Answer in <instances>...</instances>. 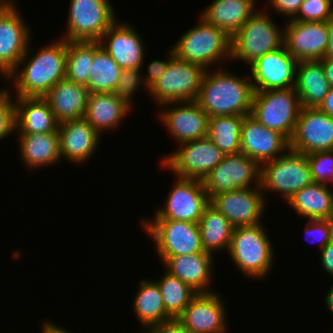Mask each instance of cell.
Segmentation results:
<instances>
[{"label":"cell","instance_id":"34","mask_svg":"<svg viewBox=\"0 0 333 333\" xmlns=\"http://www.w3.org/2000/svg\"><path fill=\"white\" fill-rule=\"evenodd\" d=\"M122 68L111 56L94 41V59L90 68V77L86 88L90 93L114 92Z\"/></svg>","mask_w":333,"mask_h":333},{"label":"cell","instance_id":"31","mask_svg":"<svg viewBox=\"0 0 333 333\" xmlns=\"http://www.w3.org/2000/svg\"><path fill=\"white\" fill-rule=\"evenodd\" d=\"M296 214L308 219H327L333 214V189L312 183L296 192L287 202Z\"/></svg>","mask_w":333,"mask_h":333},{"label":"cell","instance_id":"19","mask_svg":"<svg viewBox=\"0 0 333 333\" xmlns=\"http://www.w3.org/2000/svg\"><path fill=\"white\" fill-rule=\"evenodd\" d=\"M284 30V47L297 61L321 60L325 57L329 30L326 22L288 20Z\"/></svg>","mask_w":333,"mask_h":333},{"label":"cell","instance_id":"47","mask_svg":"<svg viewBox=\"0 0 333 333\" xmlns=\"http://www.w3.org/2000/svg\"><path fill=\"white\" fill-rule=\"evenodd\" d=\"M317 108L333 118V87L330 88L328 94Z\"/></svg>","mask_w":333,"mask_h":333},{"label":"cell","instance_id":"28","mask_svg":"<svg viewBox=\"0 0 333 333\" xmlns=\"http://www.w3.org/2000/svg\"><path fill=\"white\" fill-rule=\"evenodd\" d=\"M258 0H213L201 17L232 37L257 11Z\"/></svg>","mask_w":333,"mask_h":333},{"label":"cell","instance_id":"25","mask_svg":"<svg viewBox=\"0 0 333 333\" xmlns=\"http://www.w3.org/2000/svg\"><path fill=\"white\" fill-rule=\"evenodd\" d=\"M15 98V134L58 133L59 122L44 97Z\"/></svg>","mask_w":333,"mask_h":333},{"label":"cell","instance_id":"53","mask_svg":"<svg viewBox=\"0 0 333 333\" xmlns=\"http://www.w3.org/2000/svg\"><path fill=\"white\" fill-rule=\"evenodd\" d=\"M329 229H330V236L331 240L333 241V214H331L327 219H326Z\"/></svg>","mask_w":333,"mask_h":333},{"label":"cell","instance_id":"20","mask_svg":"<svg viewBox=\"0 0 333 333\" xmlns=\"http://www.w3.org/2000/svg\"><path fill=\"white\" fill-rule=\"evenodd\" d=\"M289 148L290 141L284 135L265 127L251 115L244 116L240 134L241 153L261 166Z\"/></svg>","mask_w":333,"mask_h":333},{"label":"cell","instance_id":"38","mask_svg":"<svg viewBox=\"0 0 333 333\" xmlns=\"http://www.w3.org/2000/svg\"><path fill=\"white\" fill-rule=\"evenodd\" d=\"M313 183L333 184V150L307 154Z\"/></svg>","mask_w":333,"mask_h":333},{"label":"cell","instance_id":"33","mask_svg":"<svg viewBox=\"0 0 333 333\" xmlns=\"http://www.w3.org/2000/svg\"><path fill=\"white\" fill-rule=\"evenodd\" d=\"M201 233V244L204 252L215 254L217 251H228L233 226L229 220L213 205L209 204L198 222Z\"/></svg>","mask_w":333,"mask_h":333},{"label":"cell","instance_id":"1","mask_svg":"<svg viewBox=\"0 0 333 333\" xmlns=\"http://www.w3.org/2000/svg\"><path fill=\"white\" fill-rule=\"evenodd\" d=\"M33 51L31 44H29L26 53L19 61L18 67L5 79L15 86L16 96L44 97L54 85L65 79V39H55V42L52 41L45 47L41 46L36 53H33ZM31 52L32 56L30 55Z\"/></svg>","mask_w":333,"mask_h":333},{"label":"cell","instance_id":"2","mask_svg":"<svg viewBox=\"0 0 333 333\" xmlns=\"http://www.w3.org/2000/svg\"><path fill=\"white\" fill-rule=\"evenodd\" d=\"M223 69L206 70L195 101L209 118L250 115L254 93L250 76L239 77Z\"/></svg>","mask_w":333,"mask_h":333},{"label":"cell","instance_id":"43","mask_svg":"<svg viewBox=\"0 0 333 333\" xmlns=\"http://www.w3.org/2000/svg\"><path fill=\"white\" fill-rule=\"evenodd\" d=\"M165 60H153L147 66L148 73L143 77L145 83V90L149 92V89L159 80V78L164 74L169 61L175 56L174 50L169 49Z\"/></svg>","mask_w":333,"mask_h":333},{"label":"cell","instance_id":"22","mask_svg":"<svg viewBox=\"0 0 333 333\" xmlns=\"http://www.w3.org/2000/svg\"><path fill=\"white\" fill-rule=\"evenodd\" d=\"M134 28L116 20L98 40L122 69L143 67L144 64L145 44Z\"/></svg>","mask_w":333,"mask_h":333},{"label":"cell","instance_id":"36","mask_svg":"<svg viewBox=\"0 0 333 333\" xmlns=\"http://www.w3.org/2000/svg\"><path fill=\"white\" fill-rule=\"evenodd\" d=\"M93 59L94 41H66L65 78L87 86Z\"/></svg>","mask_w":333,"mask_h":333},{"label":"cell","instance_id":"39","mask_svg":"<svg viewBox=\"0 0 333 333\" xmlns=\"http://www.w3.org/2000/svg\"><path fill=\"white\" fill-rule=\"evenodd\" d=\"M333 16V0H303L292 19L301 22H326Z\"/></svg>","mask_w":333,"mask_h":333},{"label":"cell","instance_id":"14","mask_svg":"<svg viewBox=\"0 0 333 333\" xmlns=\"http://www.w3.org/2000/svg\"><path fill=\"white\" fill-rule=\"evenodd\" d=\"M266 199L261 187H254L219 193L210 199V204L237 228L262 223Z\"/></svg>","mask_w":333,"mask_h":333},{"label":"cell","instance_id":"13","mask_svg":"<svg viewBox=\"0 0 333 333\" xmlns=\"http://www.w3.org/2000/svg\"><path fill=\"white\" fill-rule=\"evenodd\" d=\"M261 166L243 153L227 155L204 179L209 199L227 191L260 187Z\"/></svg>","mask_w":333,"mask_h":333},{"label":"cell","instance_id":"26","mask_svg":"<svg viewBox=\"0 0 333 333\" xmlns=\"http://www.w3.org/2000/svg\"><path fill=\"white\" fill-rule=\"evenodd\" d=\"M132 107L114 92L90 93L84 118L101 135L107 129L116 130Z\"/></svg>","mask_w":333,"mask_h":333},{"label":"cell","instance_id":"3","mask_svg":"<svg viewBox=\"0 0 333 333\" xmlns=\"http://www.w3.org/2000/svg\"><path fill=\"white\" fill-rule=\"evenodd\" d=\"M262 223L233 228L228 255L249 279H265L275 260L274 247Z\"/></svg>","mask_w":333,"mask_h":333},{"label":"cell","instance_id":"45","mask_svg":"<svg viewBox=\"0 0 333 333\" xmlns=\"http://www.w3.org/2000/svg\"><path fill=\"white\" fill-rule=\"evenodd\" d=\"M144 333H190L178 318L146 328ZM143 333V332H142Z\"/></svg>","mask_w":333,"mask_h":333},{"label":"cell","instance_id":"21","mask_svg":"<svg viewBox=\"0 0 333 333\" xmlns=\"http://www.w3.org/2000/svg\"><path fill=\"white\" fill-rule=\"evenodd\" d=\"M220 294L197 293L178 317L190 333H225L227 308Z\"/></svg>","mask_w":333,"mask_h":333},{"label":"cell","instance_id":"51","mask_svg":"<svg viewBox=\"0 0 333 333\" xmlns=\"http://www.w3.org/2000/svg\"><path fill=\"white\" fill-rule=\"evenodd\" d=\"M326 296L325 297V306L327 307V309H329L328 311H330V313L333 314V284L330 286V288L328 289L327 294L325 293Z\"/></svg>","mask_w":333,"mask_h":333},{"label":"cell","instance_id":"6","mask_svg":"<svg viewBox=\"0 0 333 333\" xmlns=\"http://www.w3.org/2000/svg\"><path fill=\"white\" fill-rule=\"evenodd\" d=\"M302 106L294 89L254 91L251 116L291 140Z\"/></svg>","mask_w":333,"mask_h":333},{"label":"cell","instance_id":"52","mask_svg":"<svg viewBox=\"0 0 333 333\" xmlns=\"http://www.w3.org/2000/svg\"><path fill=\"white\" fill-rule=\"evenodd\" d=\"M13 1L15 0H0V7L17 6V4H15L16 2Z\"/></svg>","mask_w":333,"mask_h":333},{"label":"cell","instance_id":"37","mask_svg":"<svg viewBox=\"0 0 333 333\" xmlns=\"http://www.w3.org/2000/svg\"><path fill=\"white\" fill-rule=\"evenodd\" d=\"M161 292L166 312L173 318H178L197 294L189 285L168 272L158 280H154Z\"/></svg>","mask_w":333,"mask_h":333},{"label":"cell","instance_id":"44","mask_svg":"<svg viewBox=\"0 0 333 333\" xmlns=\"http://www.w3.org/2000/svg\"><path fill=\"white\" fill-rule=\"evenodd\" d=\"M267 3L273 10L282 14L283 16H288L289 20H292L298 13L301 3L303 0H266Z\"/></svg>","mask_w":333,"mask_h":333},{"label":"cell","instance_id":"16","mask_svg":"<svg viewBox=\"0 0 333 333\" xmlns=\"http://www.w3.org/2000/svg\"><path fill=\"white\" fill-rule=\"evenodd\" d=\"M290 149L305 155L333 150V118L318 108L302 107Z\"/></svg>","mask_w":333,"mask_h":333},{"label":"cell","instance_id":"17","mask_svg":"<svg viewBox=\"0 0 333 333\" xmlns=\"http://www.w3.org/2000/svg\"><path fill=\"white\" fill-rule=\"evenodd\" d=\"M298 61L284 45L257 59L249 67L254 91L285 90L295 85Z\"/></svg>","mask_w":333,"mask_h":333},{"label":"cell","instance_id":"5","mask_svg":"<svg viewBox=\"0 0 333 333\" xmlns=\"http://www.w3.org/2000/svg\"><path fill=\"white\" fill-rule=\"evenodd\" d=\"M262 10L257 9L231 37V60H241L250 66L266 53L284 45V30Z\"/></svg>","mask_w":333,"mask_h":333},{"label":"cell","instance_id":"7","mask_svg":"<svg viewBox=\"0 0 333 333\" xmlns=\"http://www.w3.org/2000/svg\"><path fill=\"white\" fill-rule=\"evenodd\" d=\"M312 183L306 155L290 148L276 159L261 165V190L279 192L286 203L296 192Z\"/></svg>","mask_w":333,"mask_h":333},{"label":"cell","instance_id":"42","mask_svg":"<svg viewBox=\"0 0 333 333\" xmlns=\"http://www.w3.org/2000/svg\"><path fill=\"white\" fill-rule=\"evenodd\" d=\"M305 237L308 241L318 242L320 250L331 241L330 229L326 219H308L304 227Z\"/></svg>","mask_w":333,"mask_h":333},{"label":"cell","instance_id":"41","mask_svg":"<svg viewBox=\"0 0 333 333\" xmlns=\"http://www.w3.org/2000/svg\"><path fill=\"white\" fill-rule=\"evenodd\" d=\"M0 89V140L15 133V109L11 89ZM13 99V100H12Z\"/></svg>","mask_w":333,"mask_h":333},{"label":"cell","instance_id":"18","mask_svg":"<svg viewBox=\"0 0 333 333\" xmlns=\"http://www.w3.org/2000/svg\"><path fill=\"white\" fill-rule=\"evenodd\" d=\"M160 107L163 110L159 111V119L176 143L207 137L209 116L195 100L170 102Z\"/></svg>","mask_w":333,"mask_h":333},{"label":"cell","instance_id":"50","mask_svg":"<svg viewBox=\"0 0 333 333\" xmlns=\"http://www.w3.org/2000/svg\"><path fill=\"white\" fill-rule=\"evenodd\" d=\"M329 41L325 57L333 58V16L327 21Z\"/></svg>","mask_w":333,"mask_h":333},{"label":"cell","instance_id":"8","mask_svg":"<svg viewBox=\"0 0 333 333\" xmlns=\"http://www.w3.org/2000/svg\"><path fill=\"white\" fill-rule=\"evenodd\" d=\"M206 69L174 56L164 74L149 89L158 108L170 102L194 101L198 97Z\"/></svg>","mask_w":333,"mask_h":333},{"label":"cell","instance_id":"32","mask_svg":"<svg viewBox=\"0 0 333 333\" xmlns=\"http://www.w3.org/2000/svg\"><path fill=\"white\" fill-rule=\"evenodd\" d=\"M139 282V291L135 294L132 308L143 328L173 319L166 312L157 283L151 279H143Z\"/></svg>","mask_w":333,"mask_h":333},{"label":"cell","instance_id":"10","mask_svg":"<svg viewBox=\"0 0 333 333\" xmlns=\"http://www.w3.org/2000/svg\"><path fill=\"white\" fill-rule=\"evenodd\" d=\"M179 148L162 157L161 165L184 179H203L227 156L208 138L178 144Z\"/></svg>","mask_w":333,"mask_h":333},{"label":"cell","instance_id":"12","mask_svg":"<svg viewBox=\"0 0 333 333\" xmlns=\"http://www.w3.org/2000/svg\"><path fill=\"white\" fill-rule=\"evenodd\" d=\"M164 206L154 211V217L141 220H175L198 224L204 209L210 204L203 182L177 177Z\"/></svg>","mask_w":333,"mask_h":333},{"label":"cell","instance_id":"4","mask_svg":"<svg viewBox=\"0 0 333 333\" xmlns=\"http://www.w3.org/2000/svg\"><path fill=\"white\" fill-rule=\"evenodd\" d=\"M199 20L180 36L172 49L182 61L198 64L206 70L213 69L215 64L219 67L223 60L231 59V37L201 16Z\"/></svg>","mask_w":333,"mask_h":333},{"label":"cell","instance_id":"29","mask_svg":"<svg viewBox=\"0 0 333 333\" xmlns=\"http://www.w3.org/2000/svg\"><path fill=\"white\" fill-rule=\"evenodd\" d=\"M17 137L19 155L26 168L43 169L61 160L58 133L18 134Z\"/></svg>","mask_w":333,"mask_h":333},{"label":"cell","instance_id":"40","mask_svg":"<svg viewBox=\"0 0 333 333\" xmlns=\"http://www.w3.org/2000/svg\"><path fill=\"white\" fill-rule=\"evenodd\" d=\"M142 67L122 69L118 84L114 93L125 99L130 105H133L132 98L135 92L139 91V86H145L143 80Z\"/></svg>","mask_w":333,"mask_h":333},{"label":"cell","instance_id":"30","mask_svg":"<svg viewBox=\"0 0 333 333\" xmlns=\"http://www.w3.org/2000/svg\"><path fill=\"white\" fill-rule=\"evenodd\" d=\"M330 88L320 60L298 61L294 89L302 107L317 108Z\"/></svg>","mask_w":333,"mask_h":333},{"label":"cell","instance_id":"49","mask_svg":"<svg viewBox=\"0 0 333 333\" xmlns=\"http://www.w3.org/2000/svg\"><path fill=\"white\" fill-rule=\"evenodd\" d=\"M320 61L323 65L325 77L331 87H333V58L324 57Z\"/></svg>","mask_w":333,"mask_h":333},{"label":"cell","instance_id":"46","mask_svg":"<svg viewBox=\"0 0 333 333\" xmlns=\"http://www.w3.org/2000/svg\"><path fill=\"white\" fill-rule=\"evenodd\" d=\"M321 265L325 272L333 277V241L325 245L321 251Z\"/></svg>","mask_w":333,"mask_h":333},{"label":"cell","instance_id":"15","mask_svg":"<svg viewBox=\"0 0 333 333\" xmlns=\"http://www.w3.org/2000/svg\"><path fill=\"white\" fill-rule=\"evenodd\" d=\"M17 6L0 7V73L7 78L26 53L31 30Z\"/></svg>","mask_w":333,"mask_h":333},{"label":"cell","instance_id":"24","mask_svg":"<svg viewBox=\"0 0 333 333\" xmlns=\"http://www.w3.org/2000/svg\"><path fill=\"white\" fill-rule=\"evenodd\" d=\"M213 257L210 253H195L160 258V261L166 272L178 277L197 293H207L214 291L209 286L213 280Z\"/></svg>","mask_w":333,"mask_h":333},{"label":"cell","instance_id":"23","mask_svg":"<svg viewBox=\"0 0 333 333\" xmlns=\"http://www.w3.org/2000/svg\"><path fill=\"white\" fill-rule=\"evenodd\" d=\"M58 135L61 159L78 165L91 159L101 139L84 117L59 123Z\"/></svg>","mask_w":333,"mask_h":333},{"label":"cell","instance_id":"27","mask_svg":"<svg viewBox=\"0 0 333 333\" xmlns=\"http://www.w3.org/2000/svg\"><path fill=\"white\" fill-rule=\"evenodd\" d=\"M89 94L86 86L65 78L54 85L44 98L48 101L57 121L62 123L84 117Z\"/></svg>","mask_w":333,"mask_h":333},{"label":"cell","instance_id":"48","mask_svg":"<svg viewBox=\"0 0 333 333\" xmlns=\"http://www.w3.org/2000/svg\"><path fill=\"white\" fill-rule=\"evenodd\" d=\"M42 329H41V333H73V331H69L66 328L63 327H59L57 326L54 322L52 321H42ZM68 330V331H67Z\"/></svg>","mask_w":333,"mask_h":333},{"label":"cell","instance_id":"9","mask_svg":"<svg viewBox=\"0 0 333 333\" xmlns=\"http://www.w3.org/2000/svg\"><path fill=\"white\" fill-rule=\"evenodd\" d=\"M159 258L204 252L198 224L175 220H140Z\"/></svg>","mask_w":333,"mask_h":333},{"label":"cell","instance_id":"11","mask_svg":"<svg viewBox=\"0 0 333 333\" xmlns=\"http://www.w3.org/2000/svg\"><path fill=\"white\" fill-rule=\"evenodd\" d=\"M66 41H98L118 19L110 0H70Z\"/></svg>","mask_w":333,"mask_h":333},{"label":"cell","instance_id":"35","mask_svg":"<svg viewBox=\"0 0 333 333\" xmlns=\"http://www.w3.org/2000/svg\"><path fill=\"white\" fill-rule=\"evenodd\" d=\"M244 116L229 115L210 117L207 137L226 155L237 154Z\"/></svg>","mask_w":333,"mask_h":333}]
</instances>
